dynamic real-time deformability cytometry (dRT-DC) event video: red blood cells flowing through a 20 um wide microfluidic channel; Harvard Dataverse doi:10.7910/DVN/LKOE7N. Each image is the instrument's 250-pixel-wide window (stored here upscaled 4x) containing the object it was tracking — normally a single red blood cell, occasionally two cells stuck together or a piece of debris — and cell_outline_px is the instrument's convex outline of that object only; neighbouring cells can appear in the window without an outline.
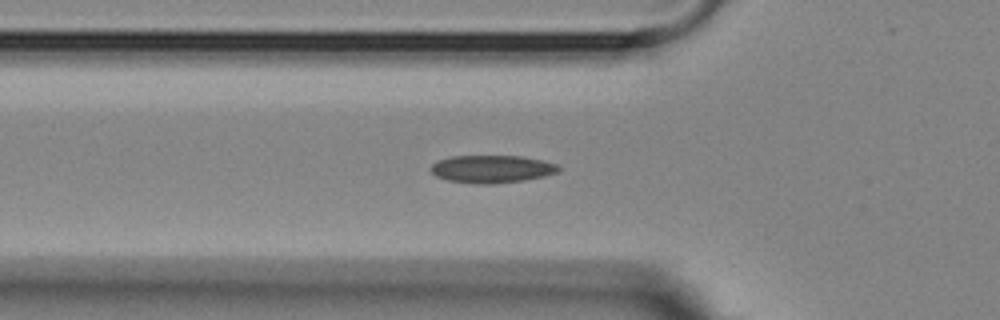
{"species": "Egyptian fruit bat (a non-hibernating species)", "species_latin": "Rousettus aegyptiacus", "temperature_condition": "room temperature", "stored_images_in_passage": 26, "camera_frame_rate_fps": 3000, "um_per_image_px": 0.085, "animal": {"sex": "female"}, "frame": {"image": 1, "passage_image": 2, "time_ms": 0.333, "image_size_px": [1000, 320], "cell_outline_px": [[560, 172], [544, 176], [524, 180], [492, 184], [476, 184], [448, 180], [436, 176], [432, 172], [432, 164], [440, 160], [452, 156], [520, 156], [540, 160], [556, 164], [560, 168]], "centroid_in_image_um": [41.82, 14.37], "position_along_channel_um": 84.0, "area_um2": 20.4}}
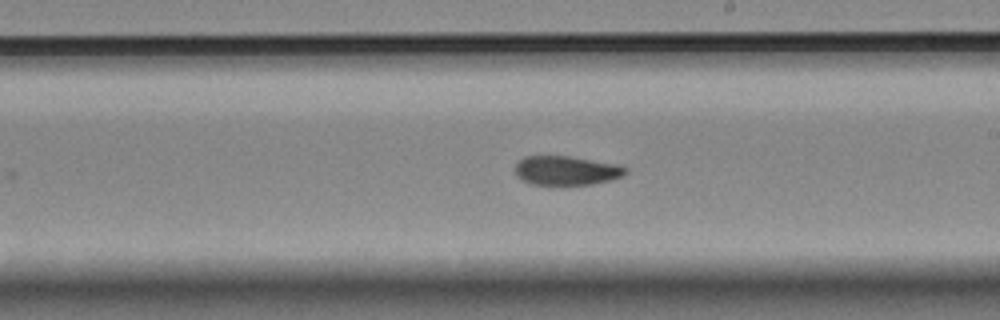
{"frame": {"image": 2, "passage_image": 15, "time_ms": 4.667, "image_size_px": [1000, 320], "cell_outline_px": [[628, 172], [624, 176], [592, 184], [564, 188], [552, 188], [532, 184], [516, 176], [516, 164], [524, 156], [568, 156], [616, 164], [628, 168]], "centroid_in_image_um": [48.13, 14.55], "position_along_channel_um": 240.9, "area_um2": 19.54}}
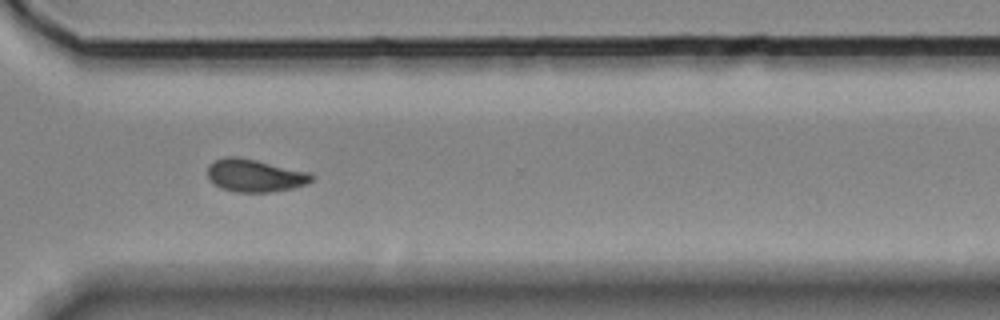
{"frame": {"image": 3, "passage_image": 24, "time_ms": 7.667, "image_size_px": [1000, 320], "cell_outline_px": [[316, 176], [308, 184], [292, 188], [268, 192], [236, 192], [220, 188], [212, 184], [208, 180], [208, 164], [224, 156], [236, 156], [256, 160], [312, 172]], "centroid_in_image_um": [21.67, 14.92], "position_along_channel_um": 348.9, "area_um2": 20.17}}